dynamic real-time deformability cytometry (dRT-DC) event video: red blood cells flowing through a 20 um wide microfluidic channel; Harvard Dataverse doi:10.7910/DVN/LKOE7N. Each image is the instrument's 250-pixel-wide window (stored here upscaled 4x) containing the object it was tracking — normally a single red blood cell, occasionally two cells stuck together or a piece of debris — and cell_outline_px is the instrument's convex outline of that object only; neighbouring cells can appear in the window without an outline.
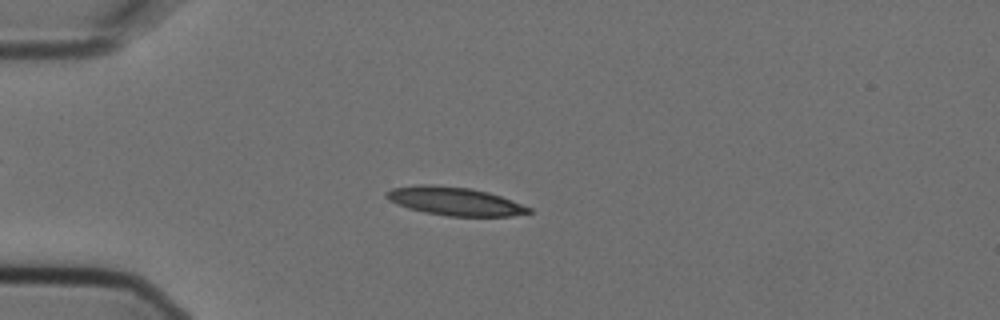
{"species": "Egyptian fruit bat (a non-hibernating species)", "species_latin": "Rousettus aegyptiacus", "temperature_condition": "cold", "stored_images_in_passage": 9, "camera_frame_rate_fps": 3000, "um_per_image_px": 0.085, "animal": {"sex": "female"}, "frame": {"image": 1, "passage_image": 3, "time_ms": 0.667, "image_size_px": [1000, 320], "cell_outline_px": [[532, 212], [512, 216], [448, 216], [424, 212], [408, 208], [396, 204], [388, 200], [384, 196], [384, 192], [392, 188], [420, 184], [432, 184], [468, 188], [488, 192], [512, 200], [532, 208]], "centroid_in_image_um": [38.61, 17.1], "position_along_channel_um": 46.4, "area_um2": 23.58}}
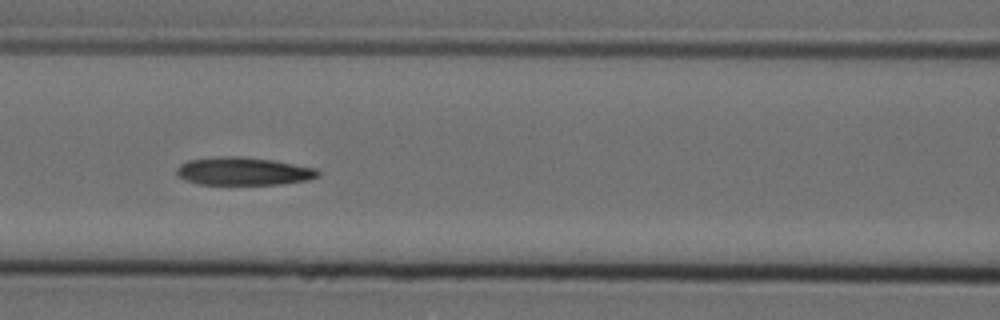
{"frame": {"image": 2, "passage_image": 6, "time_ms": 1.667, "image_size_px": [1000, 320], "cell_outline_px": [[320, 176], [308, 180], [280, 184], [200, 184], [184, 180], [176, 172], [176, 168], [180, 164], [188, 160], [220, 156], [244, 156], [272, 160], [316, 168], [320, 172]], "centroid_in_image_um": [20.69, 14.55], "position_along_channel_um": 145.9, "area_um2": 23.06}}
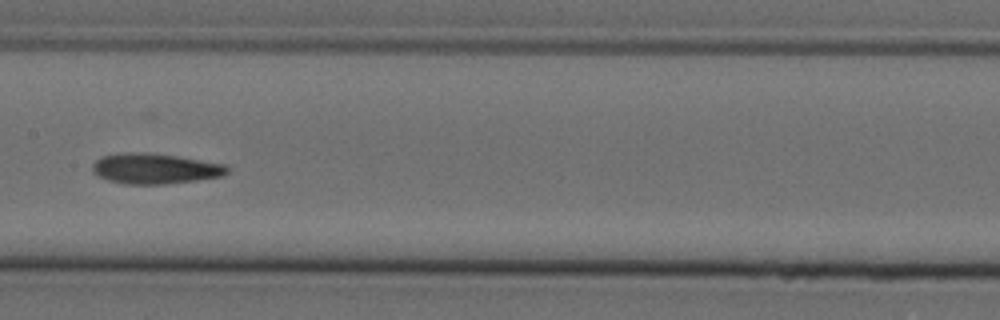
{"frame": {"image": 3, "passage_image": 7, "time_ms": 2.0, "image_size_px": [1000, 320], "cell_outline_px": [[228, 172], [224, 176], [196, 180], [164, 184], [124, 184], [108, 180], [92, 172], [92, 164], [100, 156], [120, 152], [144, 152], [176, 156], [224, 164], [228, 168]], "centroid_in_image_um": [13.13, 14.32], "position_along_channel_um": 194.3, "area_um2": 23.93}}